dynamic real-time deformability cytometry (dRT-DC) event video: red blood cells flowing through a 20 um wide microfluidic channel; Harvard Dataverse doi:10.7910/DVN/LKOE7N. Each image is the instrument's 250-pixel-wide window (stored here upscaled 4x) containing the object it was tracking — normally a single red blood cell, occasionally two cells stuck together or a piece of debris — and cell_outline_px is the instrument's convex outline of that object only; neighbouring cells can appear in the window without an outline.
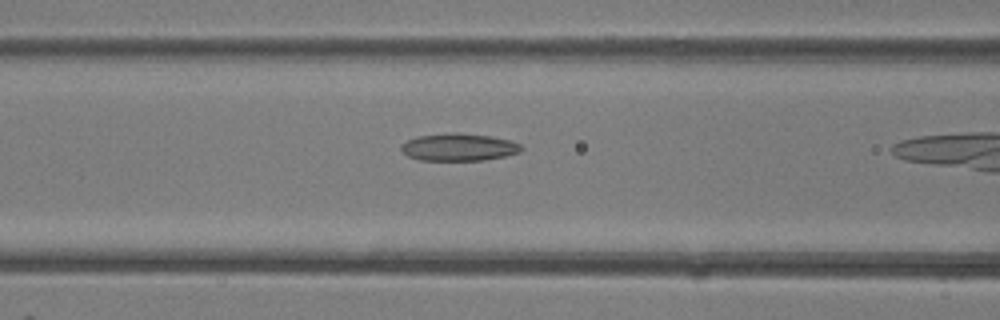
{"species": "common noctule bat (a hibernating species)", "species_latin": "Nyctalus noctula", "temperature_condition": "room temperature", "stored_images_in_passage": 7, "camera_frame_rate_fps": 3000, "um_per_image_px": 0.085, "animal": {"sex": "female"}, "frame": {"image": 1, "passage_image": 6, "time_ms": 1.667, "image_size_px": [1000, 320], "cell_outline_px": [[524, 148], [520, 152], [504, 156], [484, 160], [420, 160], [408, 156], [400, 148], [400, 144], [416, 136], [452, 132], [456, 132], [492, 136], [512, 140], [520, 144]], "centroid_in_image_um": [39.01, 12.49], "position_along_channel_um": 127.6, "area_um2": 19.36}}